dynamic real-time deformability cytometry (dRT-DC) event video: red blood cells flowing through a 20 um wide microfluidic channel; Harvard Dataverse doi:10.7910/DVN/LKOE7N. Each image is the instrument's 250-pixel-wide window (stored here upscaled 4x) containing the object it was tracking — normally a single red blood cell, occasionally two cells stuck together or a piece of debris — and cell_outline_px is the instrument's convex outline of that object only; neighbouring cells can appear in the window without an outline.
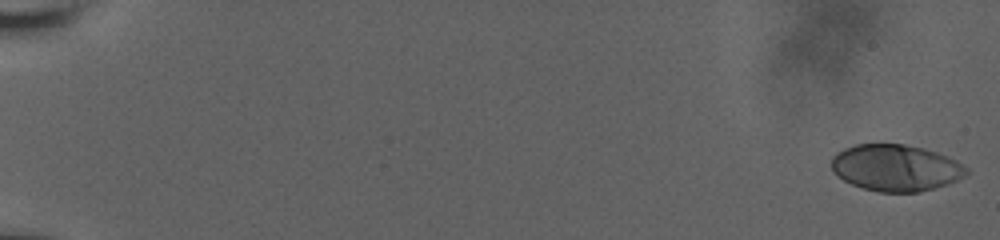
{"species": "human", "species_latin": "Homo sapiens", "temperature_condition": "room temperature", "stored_images_in_passage": 57, "camera_frame_rate_fps": 3000, "um_per_image_px": 0.085, "donor": {"sex": "male"}, "frame": {"image": 1, "passage_image": 1, "time_ms": 0.0, "image_size_px": [1000, 240], "cell_outline_px": [[968, 172], [964, 176], [948, 184], [920, 192], [880, 192], [864, 188], [852, 184], [836, 176], [832, 172], [832, 156], [836, 152], [844, 148], [856, 144], [904, 144], [924, 148], [936, 152], [956, 160], [968, 168]], "centroid_in_image_um": [76.12, 14.26], "position_along_channel_um": 8.9, "area_um2": 36.7}}
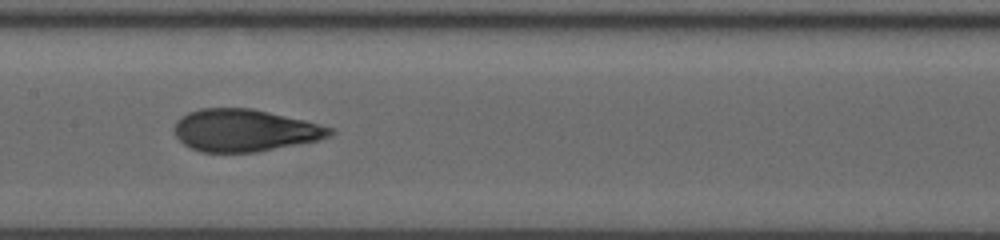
{"frame": {"image": 2, "passage_image": 32, "time_ms": 10.333, "image_size_px": [1000, 240], "cell_outline_px": [[336, 132], [332, 136], [316, 140], [256, 152], [200, 152], [184, 144], [176, 136], [172, 128], [176, 120], [180, 116], [188, 112], [200, 108], [252, 108], [304, 120], [336, 128]], "centroid_in_image_um": [20.78, 11.07], "position_along_channel_um": 186.6, "area_um2": 38.44}}
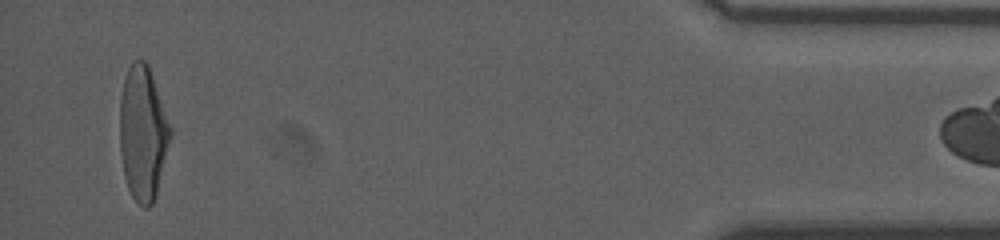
{"frame": {"image": 3, "passage_image": 56, "time_ms": 18.333, "image_size_px": [1000, 240], "cell_outline_px": [[172, 136], [156, 196], [152, 204], [148, 208], [144, 208], [132, 196], [128, 188], [124, 176], [120, 152], [120, 96], [124, 80], [128, 68], [132, 60], [144, 60], [148, 64], [172, 128]], "centroid_in_image_um": [12.15, 11.32], "position_along_channel_um": 423.0, "area_um2": 39.82}}